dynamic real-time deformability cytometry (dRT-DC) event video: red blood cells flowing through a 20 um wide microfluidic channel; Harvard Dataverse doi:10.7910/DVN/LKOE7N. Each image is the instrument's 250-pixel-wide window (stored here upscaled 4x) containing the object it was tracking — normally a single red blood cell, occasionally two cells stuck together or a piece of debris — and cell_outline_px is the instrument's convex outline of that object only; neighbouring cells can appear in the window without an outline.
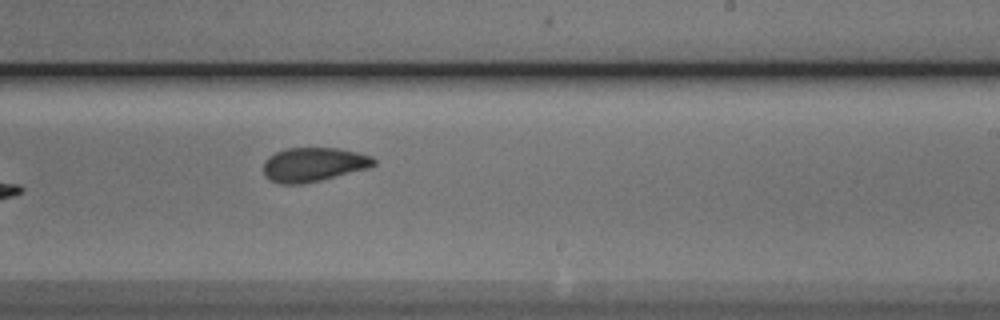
{"species": "Egyptian fruit bat (a non-hibernating species)", "species_latin": "Rousettus aegyptiacus", "temperature_condition": "cold", "stored_images_in_passage": 9, "camera_frame_rate_fps": 3000, "um_per_image_px": 0.085, "animal": {"sex": "male"}, "frame": {"image": 1, "passage_image": 9, "time_ms": 9.667, "image_size_px": [1000, 320], "cell_outline_px": [[376, 164], [372, 168], [304, 184], [280, 184], [268, 180], [264, 176], [264, 160], [268, 156], [284, 148], [340, 148], [372, 156], [376, 160]], "centroid_in_image_um": [26.66, 13.99], "position_along_channel_um": 262.3, "area_um2": 22.37}}